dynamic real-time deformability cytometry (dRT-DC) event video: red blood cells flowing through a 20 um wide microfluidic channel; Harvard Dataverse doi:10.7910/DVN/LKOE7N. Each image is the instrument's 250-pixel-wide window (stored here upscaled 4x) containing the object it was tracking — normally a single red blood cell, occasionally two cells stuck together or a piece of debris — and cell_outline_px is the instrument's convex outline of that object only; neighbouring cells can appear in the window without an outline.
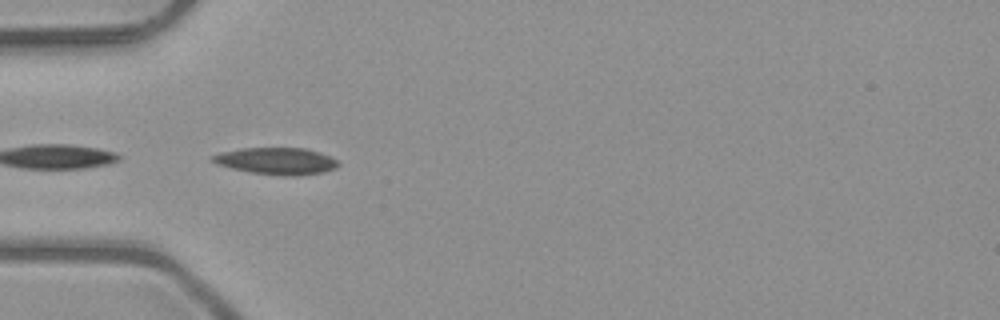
{"species": "common noctule bat (a hibernating species)", "species_latin": "Nyctalus noctula", "temperature_condition": "room temperature", "stored_images_in_passage": 7, "camera_frame_rate_fps": 3000, "um_per_image_px": 0.085, "animal": {"sex": "male", "body_mass_g": 23.1, "forearm_length_mm": 52.7}, "frame": {"image": 1, "passage_image": 1, "time_ms": 0.0, "image_size_px": [1000, 320], "cell_outline_px": [[340, 164], [336, 168], [324, 172], [296, 176], [284, 176], [252, 172], [232, 168], [216, 164], [212, 160], [212, 156], [220, 152], [240, 148], [304, 148], [320, 152], [336, 160]], "centroid_in_image_um": [23.51, 13.68], "position_along_channel_um": 61.5, "area_um2": 19.59}}
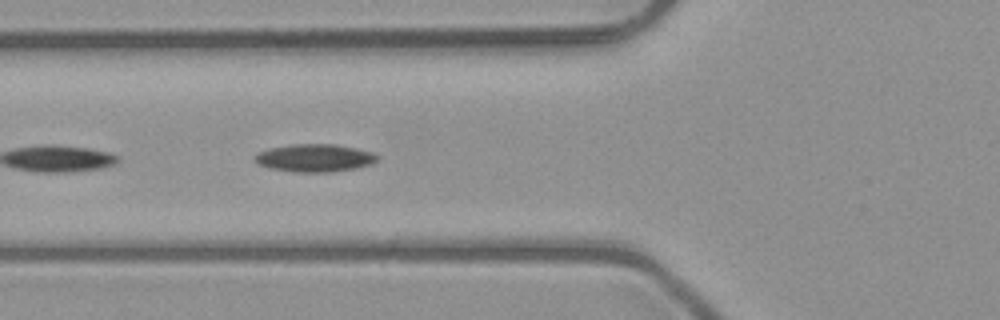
{"frame": {"image": 2, "passage_image": 4, "time_ms": 1.0, "image_size_px": [1000, 320], "cell_outline_px": [[376, 160], [372, 164], [352, 168], [328, 172], [296, 172], [268, 168], [256, 164], [256, 156], [260, 152], [268, 148], [292, 144], [336, 144], [356, 148], [372, 152], [376, 156]], "centroid_in_image_um": [26.71, 13.42], "position_along_channel_um": 99.1, "area_um2": 19.59}}